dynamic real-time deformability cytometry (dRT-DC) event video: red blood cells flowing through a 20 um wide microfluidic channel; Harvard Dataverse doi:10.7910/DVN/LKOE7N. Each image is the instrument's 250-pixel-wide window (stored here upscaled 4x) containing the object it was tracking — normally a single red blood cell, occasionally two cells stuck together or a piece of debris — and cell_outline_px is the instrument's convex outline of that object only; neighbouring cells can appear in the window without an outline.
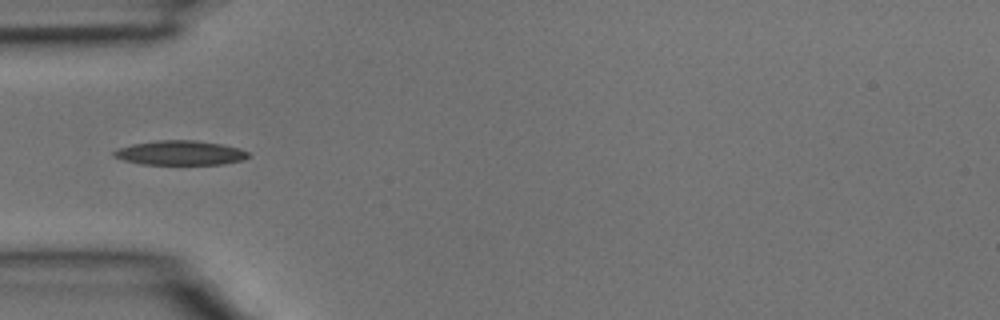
{"species": "common noctule bat (a hibernating species)", "species_latin": "Nyctalus noctula", "temperature_condition": "room temperature", "stored_images_in_passage": 1, "camera_frame_rate_fps": 3000, "um_per_image_px": 0.085, "animal": {"sex": "male", "body_mass_g": 15.6}, "frame": {"image": 1, "passage_image": 1, "time_ms": 0.0, "image_size_px": [1000, 320], "cell_outline_px": [[252, 156], [244, 160], [224, 164], [140, 164], [124, 160], [112, 156], [112, 152], [120, 148], [132, 144], [156, 140], [196, 140], [220, 144], [240, 148], [248, 152]], "centroid_in_image_um": [15.35, 12.99], "position_along_channel_um": 69.7, "area_um2": 19.25}}